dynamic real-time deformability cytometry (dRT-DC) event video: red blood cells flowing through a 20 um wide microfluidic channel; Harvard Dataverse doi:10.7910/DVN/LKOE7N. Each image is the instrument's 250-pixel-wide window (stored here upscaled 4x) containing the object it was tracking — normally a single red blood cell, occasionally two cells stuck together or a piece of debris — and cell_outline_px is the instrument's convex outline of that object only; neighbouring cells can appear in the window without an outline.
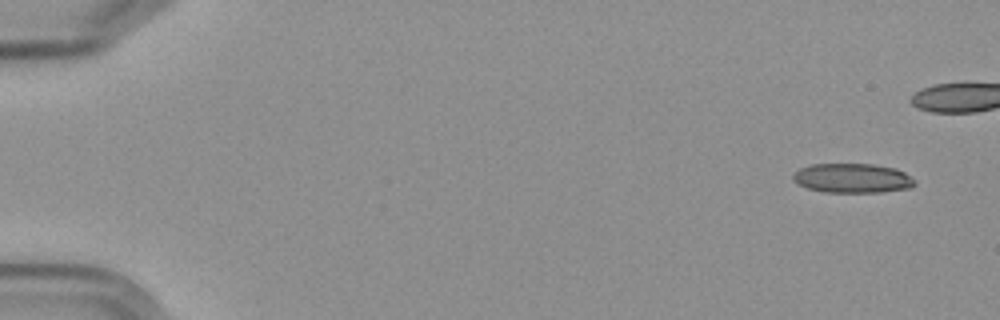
{"species": "Egyptian fruit bat (a non-hibernating species)", "species_latin": "Rousettus aegyptiacus", "temperature_condition": "cold", "stored_images_in_passage": 6, "camera_frame_rate_fps": 3000, "um_per_image_px": 0.085, "frame": {"image": 1, "passage_image": 1, "time_ms": 0.0, "image_size_px": [1000, 320], "cell_outline_px": [[916, 184], [912, 188], [880, 192], [824, 192], [808, 188], [800, 184], [792, 176], [800, 168], [812, 164], [872, 164], [896, 168], [904, 172], [916, 180]], "centroid_in_image_um": [72.52, 15.14], "position_along_channel_um": 12.5, "area_um2": 20.81}}